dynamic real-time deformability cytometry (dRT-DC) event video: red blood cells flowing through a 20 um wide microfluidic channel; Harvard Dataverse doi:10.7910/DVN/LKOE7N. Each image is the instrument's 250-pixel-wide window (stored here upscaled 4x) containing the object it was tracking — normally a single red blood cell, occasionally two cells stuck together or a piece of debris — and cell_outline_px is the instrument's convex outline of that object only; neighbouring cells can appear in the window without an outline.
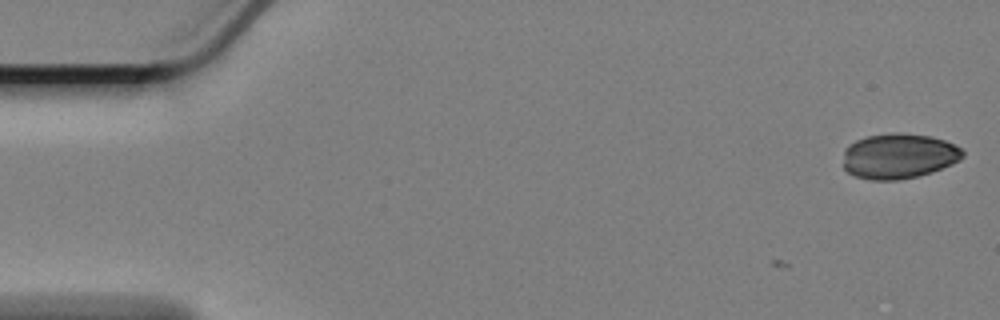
{"species": "Egyptian fruit bat (a non-hibernating species)", "species_latin": "Rousettus aegyptiacus", "temperature_condition": "cold", "stored_images_in_passage": 3, "camera_frame_rate_fps": 3000, "um_per_image_px": 0.085, "animal": {"sex": "female"}, "frame": {"image": 1, "passage_image": 1, "time_ms": 0.0, "image_size_px": [1000, 320], "cell_outline_px": [[964, 156], [960, 160], [952, 164], [932, 172], [916, 176], [896, 180], [872, 180], [856, 176], [848, 172], [844, 168], [844, 148], [848, 144], [856, 140], [868, 136], [892, 132], [900, 132], [932, 136], [944, 140], [960, 148], [964, 152]], "centroid_in_image_um": [76.39, 13.25], "position_along_channel_um": 8.6, "area_um2": 31.62}}